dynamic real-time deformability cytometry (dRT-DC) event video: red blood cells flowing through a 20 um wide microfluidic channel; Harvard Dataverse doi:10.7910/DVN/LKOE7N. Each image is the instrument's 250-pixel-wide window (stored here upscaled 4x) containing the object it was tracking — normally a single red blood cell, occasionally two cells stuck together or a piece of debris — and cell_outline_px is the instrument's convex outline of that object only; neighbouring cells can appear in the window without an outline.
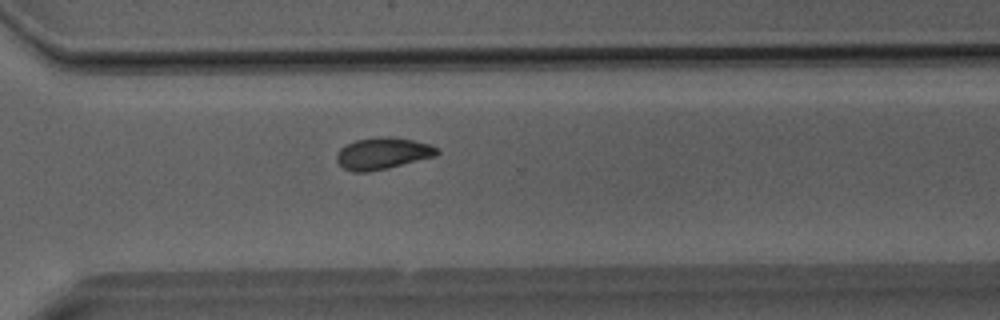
{"species": "Egyptian fruit bat (a non-hibernating species)", "species_latin": "Rousettus aegyptiacus", "temperature_condition": "room temperature", "stored_images_in_passage": 29, "camera_frame_rate_fps": 3000, "um_per_image_px": 0.085, "animal": {"sex": "male"}, "frame": {"image": 1, "passage_image": 18, "time_ms": 5.667, "image_size_px": [1000, 320], "cell_outline_px": [[440, 152], [436, 156], [388, 168], [368, 172], [352, 172], [344, 168], [336, 160], [336, 152], [340, 148], [356, 140], [380, 136], [388, 136], [412, 140], [432, 144]], "centroid_in_image_um": [32.53, 13.04], "position_along_channel_um": 338.1, "area_um2": 18.61}}
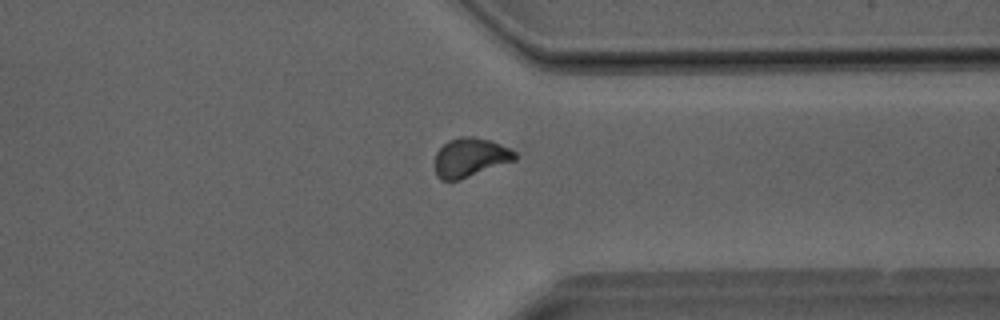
{"frame": {"image": 2, "passage_image": 20, "time_ms": 6.333, "image_size_px": [1000, 320], "cell_outline_px": [[516, 160], [460, 180], [440, 180], [436, 176], [436, 152], [448, 140], [460, 136], [472, 136], [492, 140], [512, 148], [516, 152]], "centroid_in_image_um": [40.0, 13.37], "position_along_channel_um": 371.4, "area_um2": 18.44}}
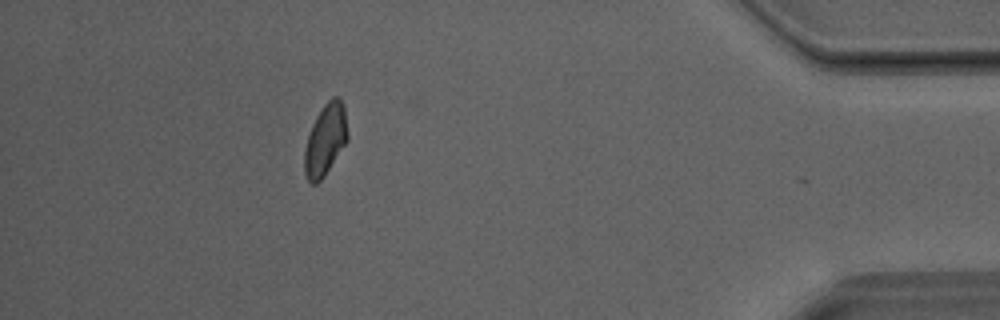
{"frame": {"image": 3, "passage_image": 25, "time_ms": 8.0, "image_size_px": [1000, 320], "cell_outline_px": [[348, 140], [324, 176], [316, 184], [312, 184], [308, 180], [304, 172], [304, 152], [308, 136], [312, 124], [316, 116], [324, 104], [332, 96], [336, 96], [344, 104], [348, 132]], "centroid_in_image_um": [27.66, 11.87], "position_along_channel_um": 407.5, "area_um2": 17.98}}